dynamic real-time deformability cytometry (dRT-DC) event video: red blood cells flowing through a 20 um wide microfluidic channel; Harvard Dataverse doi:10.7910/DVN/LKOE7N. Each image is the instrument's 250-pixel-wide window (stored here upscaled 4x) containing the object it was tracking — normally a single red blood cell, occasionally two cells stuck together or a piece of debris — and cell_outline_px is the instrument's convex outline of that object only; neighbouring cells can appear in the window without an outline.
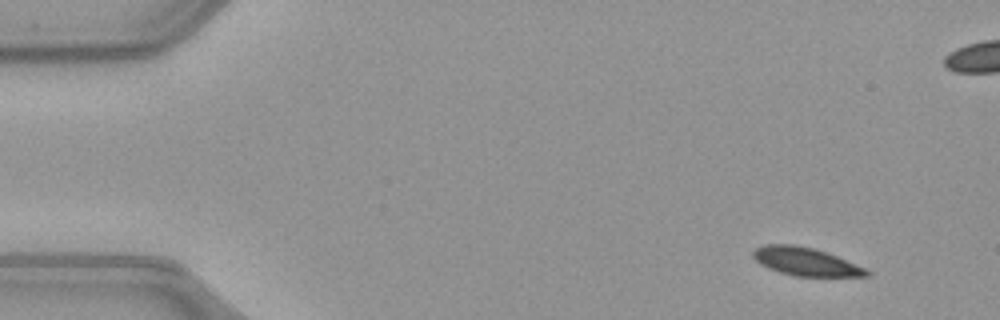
{"species": "common noctule bat (a hibernating species)", "species_latin": "Nyctalus noctula", "temperature_condition": "warm", "stored_images_in_passage": 49, "camera_frame_rate_fps": 3000, "um_per_image_px": 0.085, "animal": {"sex": "female", "body_mass_g": 21.9}, "frame": {"image": 1, "passage_image": 1, "time_ms": 0.0, "image_size_px": [1000, 320], "cell_outline_px": [[872, 272], [868, 276], [796, 276], [780, 272], [768, 268], [760, 264], [752, 256], [752, 252], [756, 248], [764, 244], [796, 244], [828, 252], [864, 268]], "centroid_in_image_um": [68.45, 22.22], "position_along_channel_um": 16.5, "area_um2": 18.55}}
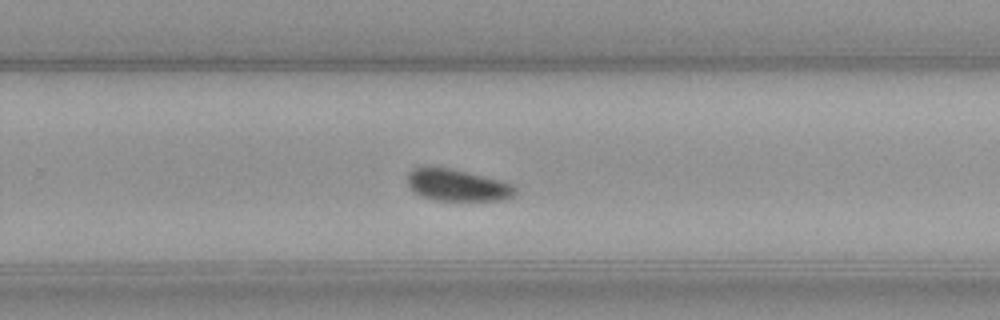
{"frame": {"image": 2, "passage_image": 30, "time_ms": 9.667, "image_size_px": [1000, 320], "cell_outline_px": [[516, 192], [512, 196], [504, 200], [436, 200], [424, 196], [416, 192], [408, 184], [408, 172], [412, 168], [452, 168], [504, 180], [512, 184], [516, 188]], "centroid_in_image_um": [38.94, 15.73], "position_along_channel_um": 290.9, "area_um2": 19.83}}
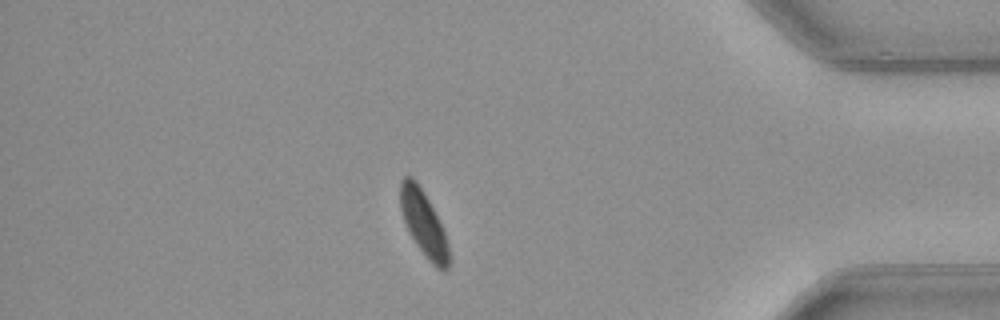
{"frame": {"image": 3, "passage_image": 41, "time_ms": 13.333, "image_size_px": [1000, 320], "cell_outline_px": [[452, 260], [448, 268], [444, 272], [436, 268], [428, 260], [416, 244], [408, 232], [400, 208], [400, 180], [404, 176], [412, 176], [416, 180], [424, 192], [444, 232], [448, 244]], "centroid_in_image_um": [36.02, 19.04], "position_along_channel_um": 399.2, "area_um2": 18.61}, "authors_computed_cell_mechanics": {"area_um2": 20.1722, "velocity_mm_per_s": 3.9863, "shape_relaxation_time_tau1_ms": 4.9801, "shape_relaxation_time_tau2_ms": null, "deformation_change_tau1": 0.1283, "deformation_change_tau2": null}}